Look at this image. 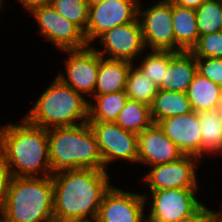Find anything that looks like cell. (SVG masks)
<instances>
[{
    "label": "cell",
    "instance_id": "obj_1",
    "mask_svg": "<svg viewBox=\"0 0 222 222\" xmlns=\"http://www.w3.org/2000/svg\"><path fill=\"white\" fill-rule=\"evenodd\" d=\"M110 175L98 169L53 173L54 221L96 219L102 199L112 186Z\"/></svg>",
    "mask_w": 222,
    "mask_h": 222
},
{
    "label": "cell",
    "instance_id": "obj_2",
    "mask_svg": "<svg viewBox=\"0 0 222 222\" xmlns=\"http://www.w3.org/2000/svg\"><path fill=\"white\" fill-rule=\"evenodd\" d=\"M19 122H7L0 127V153L12 176H51L48 129L29 123L24 117Z\"/></svg>",
    "mask_w": 222,
    "mask_h": 222
},
{
    "label": "cell",
    "instance_id": "obj_3",
    "mask_svg": "<svg viewBox=\"0 0 222 222\" xmlns=\"http://www.w3.org/2000/svg\"><path fill=\"white\" fill-rule=\"evenodd\" d=\"M39 94L29 111L22 115L29 123L50 129L71 127L88 122V104L83 95L65 84L57 76Z\"/></svg>",
    "mask_w": 222,
    "mask_h": 222
},
{
    "label": "cell",
    "instance_id": "obj_4",
    "mask_svg": "<svg viewBox=\"0 0 222 222\" xmlns=\"http://www.w3.org/2000/svg\"><path fill=\"white\" fill-rule=\"evenodd\" d=\"M48 152L52 173L73 169L105 170L88 122L48 129Z\"/></svg>",
    "mask_w": 222,
    "mask_h": 222
},
{
    "label": "cell",
    "instance_id": "obj_5",
    "mask_svg": "<svg viewBox=\"0 0 222 222\" xmlns=\"http://www.w3.org/2000/svg\"><path fill=\"white\" fill-rule=\"evenodd\" d=\"M0 222H55L52 177H13Z\"/></svg>",
    "mask_w": 222,
    "mask_h": 222
},
{
    "label": "cell",
    "instance_id": "obj_6",
    "mask_svg": "<svg viewBox=\"0 0 222 222\" xmlns=\"http://www.w3.org/2000/svg\"><path fill=\"white\" fill-rule=\"evenodd\" d=\"M199 191L200 189L173 188L141 192L148 209L146 221L174 222L194 214L204 204L198 197H202V194H198Z\"/></svg>",
    "mask_w": 222,
    "mask_h": 222
},
{
    "label": "cell",
    "instance_id": "obj_7",
    "mask_svg": "<svg viewBox=\"0 0 222 222\" xmlns=\"http://www.w3.org/2000/svg\"><path fill=\"white\" fill-rule=\"evenodd\" d=\"M142 1L144 2V0H140L138 5V20L146 50L175 52L172 2L170 0H157L156 2L155 0L151 5L146 0L147 7Z\"/></svg>",
    "mask_w": 222,
    "mask_h": 222
},
{
    "label": "cell",
    "instance_id": "obj_8",
    "mask_svg": "<svg viewBox=\"0 0 222 222\" xmlns=\"http://www.w3.org/2000/svg\"><path fill=\"white\" fill-rule=\"evenodd\" d=\"M96 138L106 171L115 162L137 165L138 135L124 130L116 122H88ZM121 160V161H119ZM128 162V163H127ZM109 166V167H108ZM109 168V169H108Z\"/></svg>",
    "mask_w": 222,
    "mask_h": 222
},
{
    "label": "cell",
    "instance_id": "obj_9",
    "mask_svg": "<svg viewBox=\"0 0 222 222\" xmlns=\"http://www.w3.org/2000/svg\"><path fill=\"white\" fill-rule=\"evenodd\" d=\"M198 157L184 155L179 160L148 167L140 180L149 191L165 189H201L198 177L199 165L203 163Z\"/></svg>",
    "mask_w": 222,
    "mask_h": 222
},
{
    "label": "cell",
    "instance_id": "obj_10",
    "mask_svg": "<svg viewBox=\"0 0 222 222\" xmlns=\"http://www.w3.org/2000/svg\"><path fill=\"white\" fill-rule=\"evenodd\" d=\"M34 22L38 25V33L51 43L58 51L77 50L89 46L84 32L74 23L64 18L49 4L35 8L30 12ZM48 41H47V40Z\"/></svg>",
    "mask_w": 222,
    "mask_h": 222
},
{
    "label": "cell",
    "instance_id": "obj_11",
    "mask_svg": "<svg viewBox=\"0 0 222 222\" xmlns=\"http://www.w3.org/2000/svg\"><path fill=\"white\" fill-rule=\"evenodd\" d=\"M65 71H57V77L83 95L87 100L94 96L99 69V53L89 45L83 49L64 50Z\"/></svg>",
    "mask_w": 222,
    "mask_h": 222
},
{
    "label": "cell",
    "instance_id": "obj_12",
    "mask_svg": "<svg viewBox=\"0 0 222 222\" xmlns=\"http://www.w3.org/2000/svg\"><path fill=\"white\" fill-rule=\"evenodd\" d=\"M96 43L100 44L99 47H96ZM91 46L103 58L125 60L133 64L146 51L138 18L104 32Z\"/></svg>",
    "mask_w": 222,
    "mask_h": 222
},
{
    "label": "cell",
    "instance_id": "obj_13",
    "mask_svg": "<svg viewBox=\"0 0 222 222\" xmlns=\"http://www.w3.org/2000/svg\"><path fill=\"white\" fill-rule=\"evenodd\" d=\"M140 0H107L89 6L85 38L89 45L104 32L138 18Z\"/></svg>",
    "mask_w": 222,
    "mask_h": 222
},
{
    "label": "cell",
    "instance_id": "obj_14",
    "mask_svg": "<svg viewBox=\"0 0 222 222\" xmlns=\"http://www.w3.org/2000/svg\"><path fill=\"white\" fill-rule=\"evenodd\" d=\"M112 184L102 199L97 222H147L143 194Z\"/></svg>",
    "mask_w": 222,
    "mask_h": 222
},
{
    "label": "cell",
    "instance_id": "obj_15",
    "mask_svg": "<svg viewBox=\"0 0 222 222\" xmlns=\"http://www.w3.org/2000/svg\"><path fill=\"white\" fill-rule=\"evenodd\" d=\"M137 145V165L142 164L145 168L171 163L184 156L177 145L154 123L138 134Z\"/></svg>",
    "mask_w": 222,
    "mask_h": 222
},
{
    "label": "cell",
    "instance_id": "obj_16",
    "mask_svg": "<svg viewBox=\"0 0 222 222\" xmlns=\"http://www.w3.org/2000/svg\"><path fill=\"white\" fill-rule=\"evenodd\" d=\"M156 124L184 155L195 156L201 160V127L197 112L168 117Z\"/></svg>",
    "mask_w": 222,
    "mask_h": 222
},
{
    "label": "cell",
    "instance_id": "obj_17",
    "mask_svg": "<svg viewBox=\"0 0 222 222\" xmlns=\"http://www.w3.org/2000/svg\"><path fill=\"white\" fill-rule=\"evenodd\" d=\"M197 74L196 59L190 51L176 52L170 59L167 71L158 89L187 93Z\"/></svg>",
    "mask_w": 222,
    "mask_h": 222
},
{
    "label": "cell",
    "instance_id": "obj_18",
    "mask_svg": "<svg viewBox=\"0 0 222 222\" xmlns=\"http://www.w3.org/2000/svg\"><path fill=\"white\" fill-rule=\"evenodd\" d=\"M133 63L103 58L99 54V69L94 95L125 90L127 75Z\"/></svg>",
    "mask_w": 222,
    "mask_h": 222
},
{
    "label": "cell",
    "instance_id": "obj_19",
    "mask_svg": "<svg viewBox=\"0 0 222 222\" xmlns=\"http://www.w3.org/2000/svg\"><path fill=\"white\" fill-rule=\"evenodd\" d=\"M172 18L175 34V52L191 51L200 36L197 27L196 10L172 3Z\"/></svg>",
    "mask_w": 222,
    "mask_h": 222
},
{
    "label": "cell",
    "instance_id": "obj_20",
    "mask_svg": "<svg viewBox=\"0 0 222 222\" xmlns=\"http://www.w3.org/2000/svg\"><path fill=\"white\" fill-rule=\"evenodd\" d=\"M187 96L193 111L199 113L201 111L215 110L222 100V86L197 72L189 85Z\"/></svg>",
    "mask_w": 222,
    "mask_h": 222
},
{
    "label": "cell",
    "instance_id": "obj_21",
    "mask_svg": "<svg viewBox=\"0 0 222 222\" xmlns=\"http://www.w3.org/2000/svg\"><path fill=\"white\" fill-rule=\"evenodd\" d=\"M187 93L165 91L158 89L150 106L151 118L154 124L168 117L192 112Z\"/></svg>",
    "mask_w": 222,
    "mask_h": 222
},
{
    "label": "cell",
    "instance_id": "obj_22",
    "mask_svg": "<svg viewBox=\"0 0 222 222\" xmlns=\"http://www.w3.org/2000/svg\"><path fill=\"white\" fill-rule=\"evenodd\" d=\"M128 99L125 90L94 95L88 104V122H115Z\"/></svg>",
    "mask_w": 222,
    "mask_h": 222
},
{
    "label": "cell",
    "instance_id": "obj_23",
    "mask_svg": "<svg viewBox=\"0 0 222 222\" xmlns=\"http://www.w3.org/2000/svg\"><path fill=\"white\" fill-rule=\"evenodd\" d=\"M201 135V161L209 160L222 147V123L219 121L215 110L201 111L198 113Z\"/></svg>",
    "mask_w": 222,
    "mask_h": 222
},
{
    "label": "cell",
    "instance_id": "obj_24",
    "mask_svg": "<svg viewBox=\"0 0 222 222\" xmlns=\"http://www.w3.org/2000/svg\"><path fill=\"white\" fill-rule=\"evenodd\" d=\"M115 122L124 130L138 135L153 124L150 106L128 99Z\"/></svg>",
    "mask_w": 222,
    "mask_h": 222
},
{
    "label": "cell",
    "instance_id": "obj_25",
    "mask_svg": "<svg viewBox=\"0 0 222 222\" xmlns=\"http://www.w3.org/2000/svg\"><path fill=\"white\" fill-rule=\"evenodd\" d=\"M174 51L146 50L134 63L157 87L167 71Z\"/></svg>",
    "mask_w": 222,
    "mask_h": 222
},
{
    "label": "cell",
    "instance_id": "obj_26",
    "mask_svg": "<svg viewBox=\"0 0 222 222\" xmlns=\"http://www.w3.org/2000/svg\"><path fill=\"white\" fill-rule=\"evenodd\" d=\"M158 87L135 65L132 64L125 86V93L130 100L151 106Z\"/></svg>",
    "mask_w": 222,
    "mask_h": 222
},
{
    "label": "cell",
    "instance_id": "obj_27",
    "mask_svg": "<svg viewBox=\"0 0 222 222\" xmlns=\"http://www.w3.org/2000/svg\"><path fill=\"white\" fill-rule=\"evenodd\" d=\"M199 35L222 31V4L216 0H206L196 9Z\"/></svg>",
    "mask_w": 222,
    "mask_h": 222
},
{
    "label": "cell",
    "instance_id": "obj_28",
    "mask_svg": "<svg viewBox=\"0 0 222 222\" xmlns=\"http://www.w3.org/2000/svg\"><path fill=\"white\" fill-rule=\"evenodd\" d=\"M50 5L56 12L76 24L85 33L89 13L86 0H52Z\"/></svg>",
    "mask_w": 222,
    "mask_h": 222
},
{
    "label": "cell",
    "instance_id": "obj_29",
    "mask_svg": "<svg viewBox=\"0 0 222 222\" xmlns=\"http://www.w3.org/2000/svg\"><path fill=\"white\" fill-rule=\"evenodd\" d=\"M190 52L194 57L222 59V31L199 36Z\"/></svg>",
    "mask_w": 222,
    "mask_h": 222
},
{
    "label": "cell",
    "instance_id": "obj_30",
    "mask_svg": "<svg viewBox=\"0 0 222 222\" xmlns=\"http://www.w3.org/2000/svg\"><path fill=\"white\" fill-rule=\"evenodd\" d=\"M195 59L197 72L203 77L222 86V59L212 57H195Z\"/></svg>",
    "mask_w": 222,
    "mask_h": 222
},
{
    "label": "cell",
    "instance_id": "obj_31",
    "mask_svg": "<svg viewBox=\"0 0 222 222\" xmlns=\"http://www.w3.org/2000/svg\"><path fill=\"white\" fill-rule=\"evenodd\" d=\"M12 178L11 170L0 153V212L4 207Z\"/></svg>",
    "mask_w": 222,
    "mask_h": 222
},
{
    "label": "cell",
    "instance_id": "obj_32",
    "mask_svg": "<svg viewBox=\"0 0 222 222\" xmlns=\"http://www.w3.org/2000/svg\"><path fill=\"white\" fill-rule=\"evenodd\" d=\"M205 203L194 214L174 222H215V210L210 209L211 204L207 206Z\"/></svg>",
    "mask_w": 222,
    "mask_h": 222
},
{
    "label": "cell",
    "instance_id": "obj_33",
    "mask_svg": "<svg viewBox=\"0 0 222 222\" xmlns=\"http://www.w3.org/2000/svg\"><path fill=\"white\" fill-rule=\"evenodd\" d=\"M19 6L21 5V9L23 8L24 11L31 12L35 8L42 7L45 5L51 4L52 0H17Z\"/></svg>",
    "mask_w": 222,
    "mask_h": 222
},
{
    "label": "cell",
    "instance_id": "obj_34",
    "mask_svg": "<svg viewBox=\"0 0 222 222\" xmlns=\"http://www.w3.org/2000/svg\"><path fill=\"white\" fill-rule=\"evenodd\" d=\"M173 4L187 7L191 9H197L200 7L206 0H170Z\"/></svg>",
    "mask_w": 222,
    "mask_h": 222
},
{
    "label": "cell",
    "instance_id": "obj_35",
    "mask_svg": "<svg viewBox=\"0 0 222 222\" xmlns=\"http://www.w3.org/2000/svg\"><path fill=\"white\" fill-rule=\"evenodd\" d=\"M218 205L220 209L215 211V222H222V202H219Z\"/></svg>",
    "mask_w": 222,
    "mask_h": 222
},
{
    "label": "cell",
    "instance_id": "obj_36",
    "mask_svg": "<svg viewBox=\"0 0 222 222\" xmlns=\"http://www.w3.org/2000/svg\"><path fill=\"white\" fill-rule=\"evenodd\" d=\"M215 112L218 116L219 121L222 123V100L221 102L216 106Z\"/></svg>",
    "mask_w": 222,
    "mask_h": 222
},
{
    "label": "cell",
    "instance_id": "obj_37",
    "mask_svg": "<svg viewBox=\"0 0 222 222\" xmlns=\"http://www.w3.org/2000/svg\"><path fill=\"white\" fill-rule=\"evenodd\" d=\"M65 222H97L96 219H83V220H69Z\"/></svg>",
    "mask_w": 222,
    "mask_h": 222
},
{
    "label": "cell",
    "instance_id": "obj_38",
    "mask_svg": "<svg viewBox=\"0 0 222 222\" xmlns=\"http://www.w3.org/2000/svg\"><path fill=\"white\" fill-rule=\"evenodd\" d=\"M86 1H87L88 6H91V5L101 3V2H104V1H107V0H86Z\"/></svg>",
    "mask_w": 222,
    "mask_h": 222
},
{
    "label": "cell",
    "instance_id": "obj_39",
    "mask_svg": "<svg viewBox=\"0 0 222 222\" xmlns=\"http://www.w3.org/2000/svg\"><path fill=\"white\" fill-rule=\"evenodd\" d=\"M5 1L6 0H0V10H6L7 5L5 3H7V2H5ZM5 6H6V8L4 9Z\"/></svg>",
    "mask_w": 222,
    "mask_h": 222
},
{
    "label": "cell",
    "instance_id": "obj_40",
    "mask_svg": "<svg viewBox=\"0 0 222 222\" xmlns=\"http://www.w3.org/2000/svg\"><path fill=\"white\" fill-rule=\"evenodd\" d=\"M222 155V147L220 148V150L218 151V153L215 155L216 157H220V159H222L221 156Z\"/></svg>",
    "mask_w": 222,
    "mask_h": 222
}]
</instances>
